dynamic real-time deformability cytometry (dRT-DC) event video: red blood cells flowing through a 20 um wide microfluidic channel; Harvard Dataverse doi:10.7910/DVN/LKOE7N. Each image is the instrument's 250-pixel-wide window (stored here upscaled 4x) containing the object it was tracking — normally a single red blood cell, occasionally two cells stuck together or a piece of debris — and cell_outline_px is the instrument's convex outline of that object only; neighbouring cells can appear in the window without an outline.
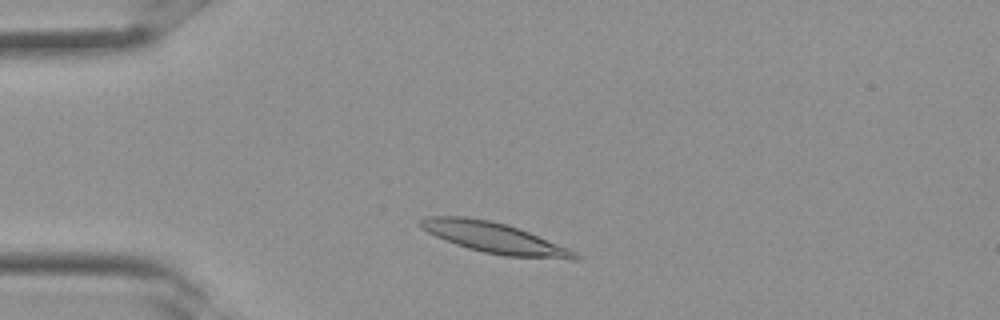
{"species": "Egyptian fruit bat (a non-hibernating species)", "species_latin": "Rousettus aegyptiacus", "temperature_condition": "room temperature", "stored_images_in_passage": 23, "camera_frame_rate_fps": 3000, "um_per_image_px": 0.085, "frame": {"image": 1, "passage_image": 3, "time_ms": 0.667, "image_size_px": [1000, 320], "cell_outline_px": [[580, 260], [572, 260], [504, 256], [484, 252], [468, 248], [444, 240], [428, 232], [416, 224], [416, 220], [428, 216], [464, 216], [488, 220], [504, 224], [528, 232], [568, 248], [576, 252], [580, 256]], "centroid_in_image_um": [41.99, 20.22], "position_along_channel_um": 43.0, "area_um2": 27.51}}
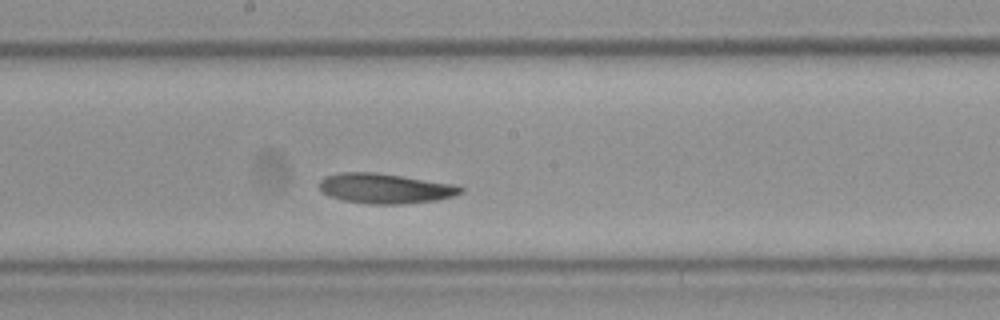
{"frame": {"image": 2, "passage_image": 13, "time_ms": 4.0, "image_size_px": [1000, 320], "cell_outline_px": [[464, 192], [452, 196], [436, 200], [400, 204], [368, 204], [344, 200], [332, 196], [324, 192], [320, 188], [320, 180], [328, 176], [340, 172], [376, 172], [456, 184], [464, 188]], "centroid_in_image_um": [32.79, 16.01], "position_along_channel_um": 215.4, "area_um2": 24.57}}
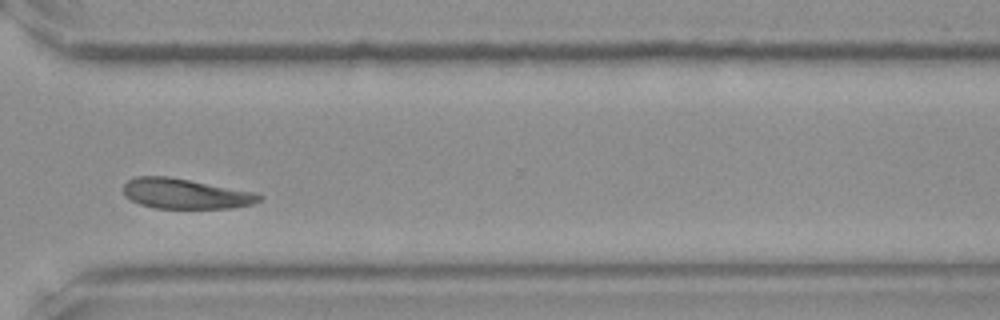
{"frame": {"image": 3, "passage_image": 20, "time_ms": 6.333, "image_size_px": [1000, 320], "cell_outline_px": [[264, 196], [260, 200], [252, 204], [232, 208], [152, 208], [140, 204], [124, 196], [124, 184], [128, 180], [136, 176], [168, 176], [256, 192]], "centroid_in_image_um": [15.76, 16.46], "position_along_channel_um": 354.8, "area_um2": 23.93}}